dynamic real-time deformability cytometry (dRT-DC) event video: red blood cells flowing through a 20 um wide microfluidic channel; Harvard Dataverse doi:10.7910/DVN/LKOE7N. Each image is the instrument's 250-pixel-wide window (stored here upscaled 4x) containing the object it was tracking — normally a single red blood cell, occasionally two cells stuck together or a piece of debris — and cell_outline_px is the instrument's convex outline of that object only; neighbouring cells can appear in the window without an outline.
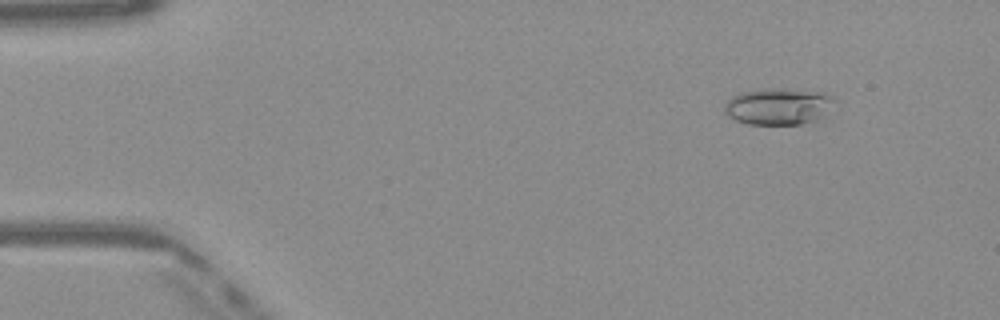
{"species": "Egyptian fruit bat (a non-hibernating species)", "species_latin": "Rousettus aegyptiacus", "temperature_condition": "warm", "stored_images_in_passage": 50, "camera_frame_rate_fps": 3000, "um_per_image_px": 0.085, "frame": {"image": 1, "passage_image": 6, "time_ms": 1.667, "image_size_px": [1000, 320], "cell_outline_px": [[836, 100], [824, 116], [816, 120], [800, 124], [748, 124], [736, 120], [728, 116], [724, 112], [724, 104], [732, 96], [740, 92], [764, 88], [788, 88], [824, 92], [832, 96]], "centroid_in_image_um": [66.16, 9.02], "position_along_channel_um": 18.8, "area_um2": 23.81}}
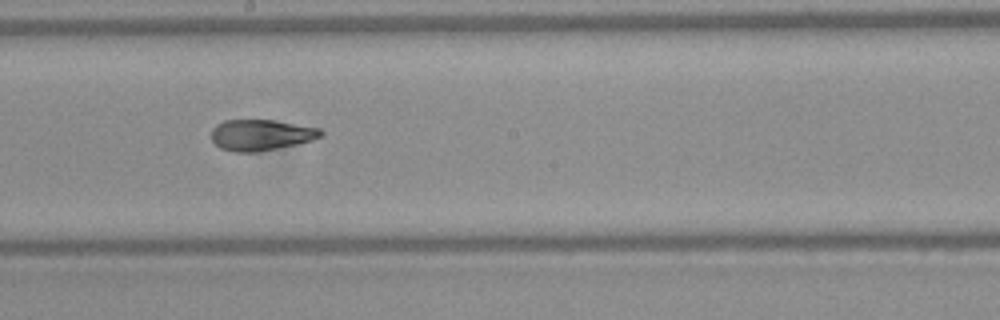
{"frame": {"image": 2, "passage_image": 28, "time_ms": 9.0, "image_size_px": [1000, 320], "cell_outline_px": [[324, 132], [320, 136], [312, 140], [296, 144], [260, 152], [236, 152], [220, 148], [212, 140], [212, 128], [216, 124], [224, 120], [272, 120], [320, 128]], "centroid_in_image_um": [22.17, 11.47], "position_along_channel_um": 226.0, "area_um2": 19.71}}
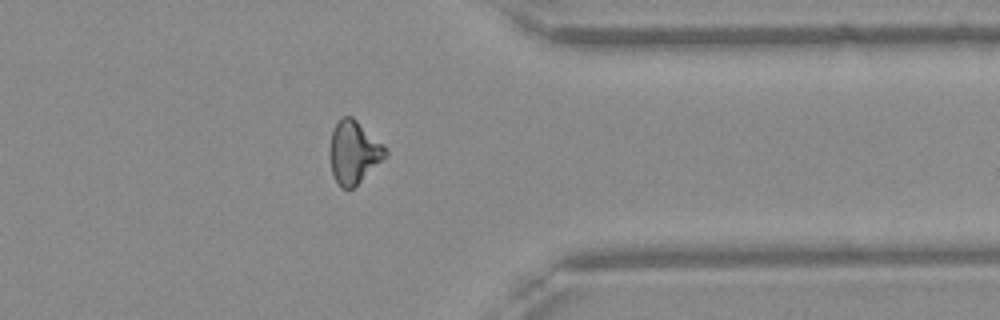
{"frame": {"image": 3, "passage_image": 40, "time_ms": 13.0, "image_size_px": [1000, 320], "cell_outline_px": [[388, 156], [352, 188], [340, 188], [332, 172], [328, 156], [328, 148], [332, 128], [344, 116], [352, 116], [384, 144], [388, 152]], "centroid_in_image_um": [30.06, 12.92], "position_along_channel_um": 381.3, "area_um2": 20.58}, "authors_computed_cell_mechanics": {"area_um2": 20.4901, "velocity_mm_per_s": 4.1079, "shape_relaxation_time_tau1_ms": 9.4568, "shape_relaxation_time_tau2_ms": 1.9796, "deformation_change_tau1": 0.2521, "deformation_change_tau2": 0.0833}}